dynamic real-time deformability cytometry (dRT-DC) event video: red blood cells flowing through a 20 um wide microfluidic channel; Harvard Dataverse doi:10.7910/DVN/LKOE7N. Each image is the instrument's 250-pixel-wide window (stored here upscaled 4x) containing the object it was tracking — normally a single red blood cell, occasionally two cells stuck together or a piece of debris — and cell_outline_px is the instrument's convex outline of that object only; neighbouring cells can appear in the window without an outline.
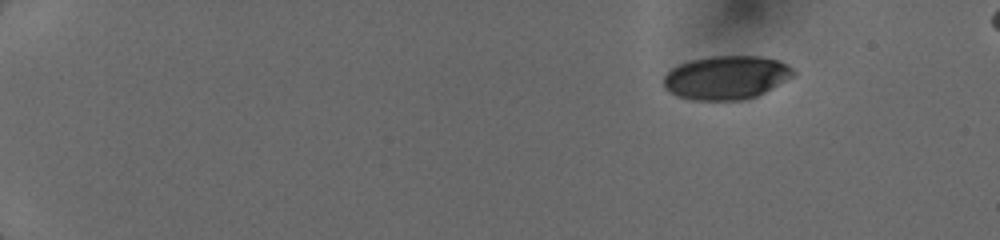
{"species": "human", "species_latin": "Homo sapiens", "temperature_condition": "cold", "stored_images_in_passage": 47, "camera_frame_rate_fps": 3000, "um_per_image_px": 0.085, "donor": {"sex": "female"}, "frame": {"image": 1, "passage_image": 1, "time_ms": 0.0, "image_size_px": [1000, 240], "cell_outline_px": [[796, 76], [756, 96], [744, 100], [696, 100], [676, 96], [668, 92], [664, 88], [664, 76], [672, 68], [680, 64], [692, 60], [712, 56], [760, 56], [780, 60], [788, 64], [796, 72]], "centroid_in_image_um": [61.77, 6.59], "position_along_channel_um": 23.2, "area_um2": 33.18}}
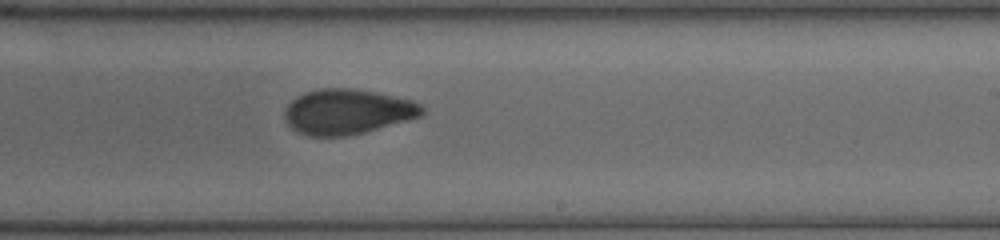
{"frame": {"image": 2, "passage_image": 31, "time_ms": 9.0, "image_size_px": [1000, 240], "cell_outline_px": [[424, 112], [420, 116], [408, 120], [364, 132], [348, 136], [308, 136], [296, 132], [288, 124], [284, 116], [284, 112], [288, 104], [296, 96], [304, 92], [320, 88], [352, 88], [376, 92], [412, 100], [420, 104], [424, 108]], "centroid_in_image_um": [29.5, 9.49], "position_along_channel_um": 259.5, "area_um2": 36.24}}
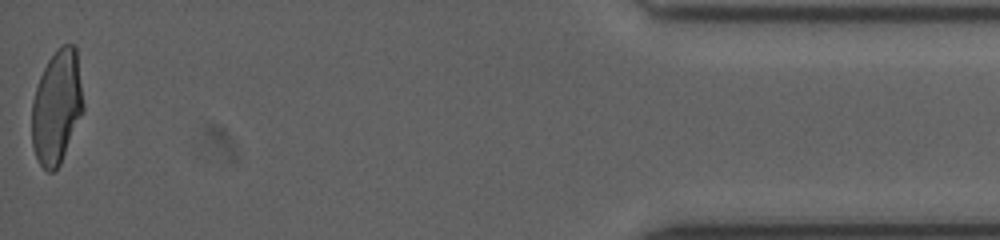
{"frame": {"image": 3, "passage_image": 47, "time_ms": 14.667, "image_size_px": [1000, 240], "cell_outline_px": [[84, 108], [60, 164], [52, 172], [48, 172], [36, 160], [32, 144], [32, 100], [40, 76], [48, 60], [64, 44], [76, 44], [84, 104]], "centroid_in_image_um": [4.82, 9.1], "position_along_channel_um": 430.4, "area_um2": 33.93}}